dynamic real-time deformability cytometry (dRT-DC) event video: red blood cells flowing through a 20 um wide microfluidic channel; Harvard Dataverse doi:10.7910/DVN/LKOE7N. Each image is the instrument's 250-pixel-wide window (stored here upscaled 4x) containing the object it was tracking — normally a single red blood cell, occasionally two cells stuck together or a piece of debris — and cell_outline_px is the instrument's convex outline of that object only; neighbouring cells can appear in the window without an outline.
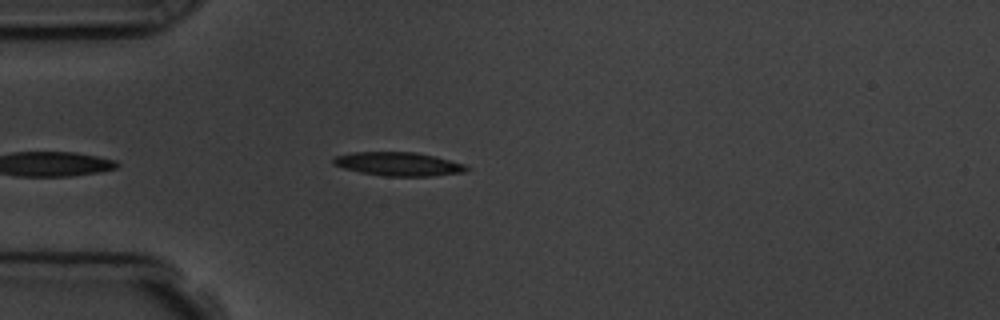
{"species": "common noctule bat (a hibernating species)", "species_latin": "Nyctalus noctula", "temperature_condition": "room temperature", "stored_images_in_passage": 6, "camera_frame_rate_fps": 3000, "um_per_image_px": 0.085, "animal": {"sex": "male", "body_mass_g": 19.5, "forearm_length_mm": 54.6}, "frame": {"image": 1, "passage_image": 6, "time_ms": 6.667, "image_size_px": [1000, 320], "cell_outline_px": [[468, 168], [464, 172], [428, 176], [384, 176], [360, 172], [344, 168], [332, 164], [332, 160], [336, 156], [352, 152], [416, 152], [436, 156], [464, 164]], "centroid_in_image_um": [33.84, 13.93], "position_along_channel_um": 51.2, "area_um2": 18.26}}